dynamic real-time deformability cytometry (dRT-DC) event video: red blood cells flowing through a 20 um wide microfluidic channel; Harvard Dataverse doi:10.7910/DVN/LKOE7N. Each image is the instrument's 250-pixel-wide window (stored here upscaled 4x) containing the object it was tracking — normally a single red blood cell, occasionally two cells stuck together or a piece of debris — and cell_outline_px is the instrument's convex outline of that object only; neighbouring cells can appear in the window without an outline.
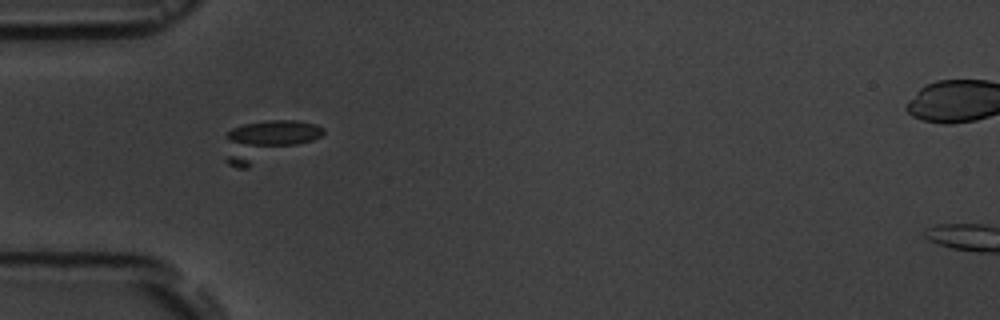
{"species": "common noctule bat (a hibernating species)", "species_latin": "Nyctalus noctula", "temperature_condition": "room temperature", "stored_images_in_passage": 5, "camera_frame_rate_fps": 3000, "um_per_image_px": 0.085, "animal": {"sex": "male", "body_mass_g": 19.5, "forearm_length_mm": 54.6}, "frame": {"image": 1, "passage_image": 5, "time_ms": 5.333, "image_size_px": [1000, 320], "cell_outline_px": [[324, 132], [320, 136], [312, 140], [248, 168], [236, 168], [228, 164], [224, 160], [228, 132], [232, 128], [244, 124], [268, 120], [296, 120], [316, 124], [324, 128]], "centroid_in_image_um": [22.67, 11.95], "position_along_channel_um": 62.3, "area_um2": 22.66}}